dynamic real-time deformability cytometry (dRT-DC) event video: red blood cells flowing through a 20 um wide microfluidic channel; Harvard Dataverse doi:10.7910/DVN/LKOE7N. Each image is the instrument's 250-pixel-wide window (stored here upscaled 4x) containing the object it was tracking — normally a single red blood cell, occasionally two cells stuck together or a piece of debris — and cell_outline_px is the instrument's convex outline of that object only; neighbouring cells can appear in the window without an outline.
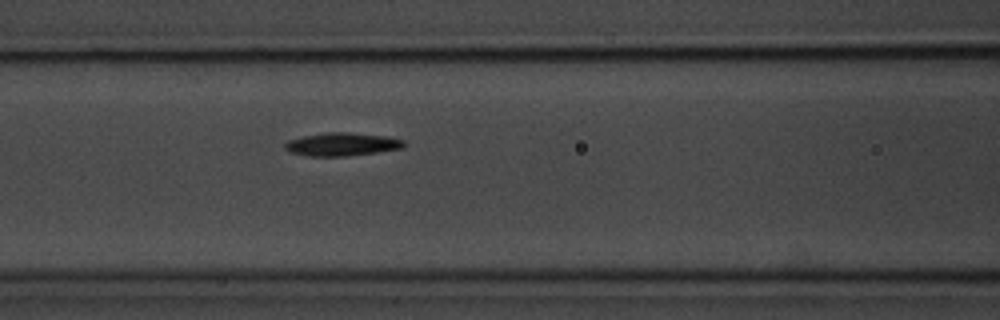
{"species": "common noctule bat (a hibernating species)", "species_latin": "Nyctalus noctula", "temperature_condition": "room temperature", "stored_images_in_passage": 8, "camera_frame_rate_fps": 3000, "um_per_image_px": 0.085, "animal": {"sex": "male", "body_mass_g": 20.1, "forearm_length_mm": 53.5}, "frame": {"image": 1, "passage_image": 8, "time_ms": 8.0, "image_size_px": [1000, 320], "cell_outline_px": [[408, 144], [404, 148], [348, 156], [308, 156], [292, 152], [284, 148], [284, 144], [288, 140], [304, 136], [328, 132], [344, 132], [384, 136], [404, 140]], "centroid_in_image_um": [29.09, 12.27], "position_along_channel_um": 137.5, "area_um2": 15.95}}